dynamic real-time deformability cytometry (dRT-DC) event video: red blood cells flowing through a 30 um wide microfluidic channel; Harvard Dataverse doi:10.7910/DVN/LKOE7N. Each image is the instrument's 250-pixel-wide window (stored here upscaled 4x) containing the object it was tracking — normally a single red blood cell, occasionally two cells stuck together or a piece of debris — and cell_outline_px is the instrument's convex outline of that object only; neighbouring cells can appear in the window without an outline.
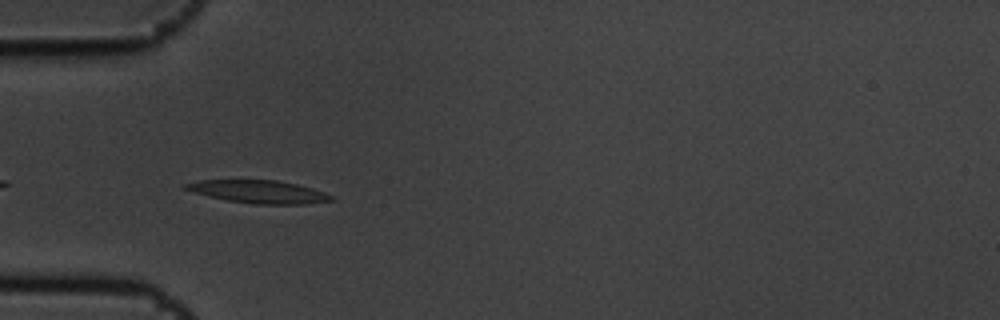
{"species": "common noctule bat (a hibernating species)", "species_latin": "Nyctalus noctula", "temperature_condition": "cold", "stored_images_in_passage": 12, "camera_frame_rate_fps": 3000, "um_per_image_px": 0.085, "animal": {"sex": "male", "body_mass_g": 19.5, "forearm_length_mm": 54.6}, "frame": {"image": 1, "passage_image": 2, "time_ms": 0.333, "image_size_px": [1000, 320], "cell_outline_px": [[336, 200], [304, 204], [256, 204], [228, 200], [196, 192], [184, 188], [180, 184], [200, 180], [276, 180], [296, 184], [312, 188], [336, 196]], "centroid_in_image_um": [22.06, 16.29], "position_along_channel_um": 62.9, "area_um2": 19.25}}
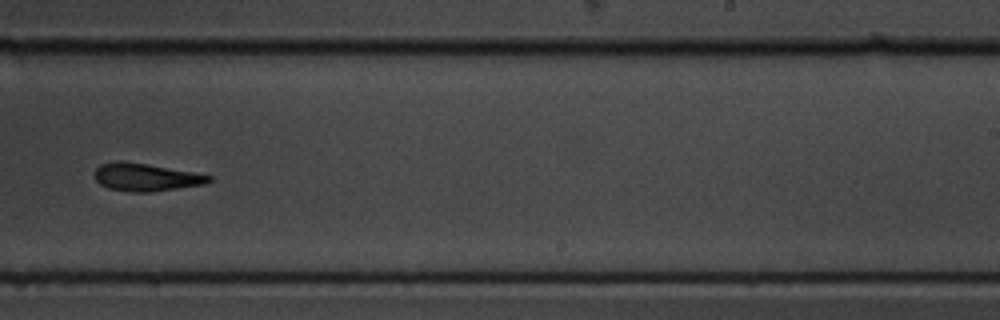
{"frame": {"image": 2, "passage_image": 7, "time_ms": 2.0, "image_size_px": [1000, 320], "cell_outline_px": [[212, 180], [204, 184], [152, 192], [132, 192], [108, 188], [100, 184], [96, 180], [96, 168], [100, 164], [148, 164], [196, 172], [212, 176]], "centroid_in_image_um": [12.49, 15.1], "position_along_channel_um": 276.5, "area_um2": 17.8}}
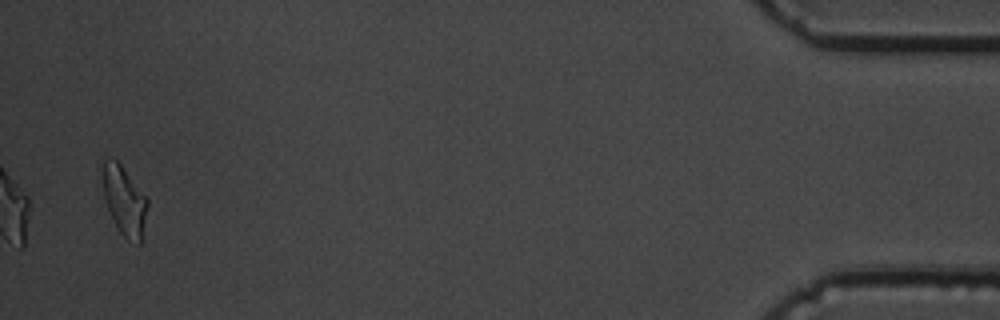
{"frame": {"image": 3, "passage_image": 12, "time_ms": 3.667, "image_size_px": [1000, 320], "cell_outline_px": [[148, 204], [140, 244], [136, 244], [128, 240], [120, 232], [108, 208], [104, 196], [100, 168], [104, 160], [108, 156], [112, 156], [120, 164], [148, 200]], "centroid_in_image_um": [10.53, 17.0], "position_along_channel_um": 424.7, "area_um2": 17.92}}